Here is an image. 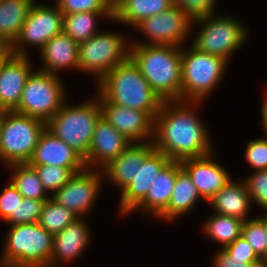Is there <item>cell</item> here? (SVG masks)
Returning a JSON list of instances; mask_svg holds the SVG:
<instances>
[{
  "instance_id": "obj_31",
  "label": "cell",
  "mask_w": 267,
  "mask_h": 267,
  "mask_svg": "<svg viewBox=\"0 0 267 267\" xmlns=\"http://www.w3.org/2000/svg\"><path fill=\"white\" fill-rule=\"evenodd\" d=\"M78 218L80 217L77 214L58 204L50 197L43 204L38 224L49 233L55 235Z\"/></svg>"
},
{
  "instance_id": "obj_20",
  "label": "cell",
  "mask_w": 267,
  "mask_h": 267,
  "mask_svg": "<svg viewBox=\"0 0 267 267\" xmlns=\"http://www.w3.org/2000/svg\"><path fill=\"white\" fill-rule=\"evenodd\" d=\"M28 164L63 168H86L84 159L46 128L41 133Z\"/></svg>"
},
{
  "instance_id": "obj_7",
  "label": "cell",
  "mask_w": 267,
  "mask_h": 267,
  "mask_svg": "<svg viewBox=\"0 0 267 267\" xmlns=\"http://www.w3.org/2000/svg\"><path fill=\"white\" fill-rule=\"evenodd\" d=\"M46 123L15 111L0 112V153L6 166L28 163Z\"/></svg>"
},
{
  "instance_id": "obj_19",
  "label": "cell",
  "mask_w": 267,
  "mask_h": 267,
  "mask_svg": "<svg viewBox=\"0 0 267 267\" xmlns=\"http://www.w3.org/2000/svg\"><path fill=\"white\" fill-rule=\"evenodd\" d=\"M154 150L152 142L131 143L102 169L104 179L122 192L134 180L138 169Z\"/></svg>"
},
{
  "instance_id": "obj_8",
  "label": "cell",
  "mask_w": 267,
  "mask_h": 267,
  "mask_svg": "<svg viewBox=\"0 0 267 267\" xmlns=\"http://www.w3.org/2000/svg\"><path fill=\"white\" fill-rule=\"evenodd\" d=\"M210 14L193 20L200 26L192 45L198 50L222 57L230 62L232 54L238 48L243 47L248 30L243 22L228 15Z\"/></svg>"
},
{
  "instance_id": "obj_37",
  "label": "cell",
  "mask_w": 267,
  "mask_h": 267,
  "mask_svg": "<svg viewBox=\"0 0 267 267\" xmlns=\"http://www.w3.org/2000/svg\"><path fill=\"white\" fill-rule=\"evenodd\" d=\"M244 157L255 171L267 170V142L261 137L249 141Z\"/></svg>"
},
{
  "instance_id": "obj_48",
  "label": "cell",
  "mask_w": 267,
  "mask_h": 267,
  "mask_svg": "<svg viewBox=\"0 0 267 267\" xmlns=\"http://www.w3.org/2000/svg\"><path fill=\"white\" fill-rule=\"evenodd\" d=\"M0 162H3V163H4V161L2 160V156H1V153H0Z\"/></svg>"
},
{
  "instance_id": "obj_22",
  "label": "cell",
  "mask_w": 267,
  "mask_h": 267,
  "mask_svg": "<svg viewBox=\"0 0 267 267\" xmlns=\"http://www.w3.org/2000/svg\"><path fill=\"white\" fill-rule=\"evenodd\" d=\"M181 170L180 161H170L153 181L146 197L131 212L138 209L144 215L159 217L168 207L177 174Z\"/></svg>"
},
{
  "instance_id": "obj_13",
  "label": "cell",
  "mask_w": 267,
  "mask_h": 267,
  "mask_svg": "<svg viewBox=\"0 0 267 267\" xmlns=\"http://www.w3.org/2000/svg\"><path fill=\"white\" fill-rule=\"evenodd\" d=\"M103 179L102 170L85 168L75 173L51 198L85 218L95 204Z\"/></svg>"
},
{
  "instance_id": "obj_26",
  "label": "cell",
  "mask_w": 267,
  "mask_h": 267,
  "mask_svg": "<svg viewBox=\"0 0 267 267\" xmlns=\"http://www.w3.org/2000/svg\"><path fill=\"white\" fill-rule=\"evenodd\" d=\"M196 186L188 174L182 169L174 184V189L167 209L159 216L161 220L171 222L193 210L196 202L200 199Z\"/></svg>"
},
{
  "instance_id": "obj_6",
  "label": "cell",
  "mask_w": 267,
  "mask_h": 267,
  "mask_svg": "<svg viewBox=\"0 0 267 267\" xmlns=\"http://www.w3.org/2000/svg\"><path fill=\"white\" fill-rule=\"evenodd\" d=\"M181 48V101L203 102L217 88L229 62L192 44Z\"/></svg>"
},
{
  "instance_id": "obj_35",
  "label": "cell",
  "mask_w": 267,
  "mask_h": 267,
  "mask_svg": "<svg viewBox=\"0 0 267 267\" xmlns=\"http://www.w3.org/2000/svg\"><path fill=\"white\" fill-rule=\"evenodd\" d=\"M23 196L17 188L11 183L8 184L0 194V218L2 222L16 225L17 208L19 202H22Z\"/></svg>"
},
{
  "instance_id": "obj_2",
  "label": "cell",
  "mask_w": 267,
  "mask_h": 267,
  "mask_svg": "<svg viewBox=\"0 0 267 267\" xmlns=\"http://www.w3.org/2000/svg\"><path fill=\"white\" fill-rule=\"evenodd\" d=\"M162 101H181V47L130 44V56Z\"/></svg>"
},
{
  "instance_id": "obj_1",
  "label": "cell",
  "mask_w": 267,
  "mask_h": 267,
  "mask_svg": "<svg viewBox=\"0 0 267 267\" xmlns=\"http://www.w3.org/2000/svg\"><path fill=\"white\" fill-rule=\"evenodd\" d=\"M199 103L202 102L163 101L154 117L153 146L171 161L214 153L209 130L197 115Z\"/></svg>"
},
{
  "instance_id": "obj_28",
  "label": "cell",
  "mask_w": 267,
  "mask_h": 267,
  "mask_svg": "<svg viewBox=\"0 0 267 267\" xmlns=\"http://www.w3.org/2000/svg\"><path fill=\"white\" fill-rule=\"evenodd\" d=\"M107 18L113 21V12H78L63 14V32L69 35L78 45L96 35L97 19Z\"/></svg>"
},
{
  "instance_id": "obj_25",
  "label": "cell",
  "mask_w": 267,
  "mask_h": 267,
  "mask_svg": "<svg viewBox=\"0 0 267 267\" xmlns=\"http://www.w3.org/2000/svg\"><path fill=\"white\" fill-rule=\"evenodd\" d=\"M174 5L173 0H116L113 3V21L133 26L159 14Z\"/></svg>"
},
{
  "instance_id": "obj_46",
  "label": "cell",
  "mask_w": 267,
  "mask_h": 267,
  "mask_svg": "<svg viewBox=\"0 0 267 267\" xmlns=\"http://www.w3.org/2000/svg\"><path fill=\"white\" fill-rule=\"evenodd\" d=\"M255 267H267V261H262L261 263H259Z\"/></svg>"
},
{
  "instance_id": "obj_21",
  "label": "cell",
  "mask_w": 267,
  "mask_h": 267,
  "mask_svg": "<svg viewBox=\"0 0 267 267\" xmlns=\"http://www.w3.org/2000/svg\"><path fill=\"white\" fill-rule=\"evenodd\" d=\"M84 217L67 225L62 231L54 235L52 256L49 267L70 263L81 256L91 241V233Z\"/></svg>"
},
{
  "instance_id": "obj_42",
  "label": "cell",
  "mask_w": 267,
  "mask_h": 267,
  "mask_svg": "<svg viewBox=\"0 0 267 267\" xmlns=\"http://www.w3.org/2000/svg\"><path fill=\"white\" fill-rule=\"evenodd\" d=\"M10 53V45L4 39H0V62H2Z\"/></svg>"
},
{
  "instance_id": "obj_43",
  "label": "cell",
  "mask_w": 267,
  "mask_h": 267,
  "mask_svg": "<svg viewBox=\"0 0 267 267\" xmlns=\"http://www.w3.org/2000/svg\"><path fill=\"white\" fill-rule=\"evenodd\" d=\"M264 90V100L262 102V109H261V118H262V125L267 126V88Z\"/></svg>"
},
{
  "instance_id": "obj_3",
  "label": "cell",
  "mask_w": 267,
  "mask_h": 267,
  "mask_svg": "<svg viewBox=\"0 0 267 267\" xmlns=\"http://www.w3.org/2000/svg\"><path fill=\"white\" fill-rule=\"evenodd\" d=\"M97 91L108 102L147 112L153 119L163 103L130 57L97 83Z\"/></svg>"
},
{
  "instance_id": "obj_14",
  "label": "cell",
  "mask_w": 267,
  "mask_h": 267,
  "mask_svg": "<svg viewBox=\"0 0 267 267\" xmlns=\"http://www.w3.org/2000/svg\"><path fill=\"white\" fill-rule=\"evenodd\" d=\"M102 117L132 143L152 142L154 119L144 111L108 102L97 90Z\"/></svg>"
},
{
  "instance_id": "obj_30",
  "label": "cell",
  "mask_w": 267,
  "mask_h": 267,
  "mask_svg": "<svg viewBox=\"0 0 267 267\" xmlns=\"http://www.w3.org/2000/svg\"><path fill=\"white\" fill-rule=\"evenodd\" d=\"M9 167L11 174V183L17 188L23 198L47 201L51 195H48L41 183L39 175L34 167L28 163L12 164Z\"/></svg>"
},
{
  "instance_id": "obj_9",
  "label": "cell",
  "mask_w": 267,
  "mask_h": 267,
  "mask_svg": "<svg viewBox=\"0 0 267 267\" xmlns=\"http://www.w3.org/2000/svg\"><path fill=\"white\" fill-rule=\"evenodd\" d=\"M59 75L34 70L28 77L15 112L47 123L67 100Z\"/></svg>"
},
{
  "instance_id": "obj_4",
  "label": "cell",
  "mask_w": 267,
  "mask_h": 267,
  "mask_svg": "<svg viewBox=\"0 0 267 267\" xmlns=\"http://www.w3.org/2000/svg\"><path fill=\"white\" fill-rule=\"evenodd\" d=\"M8 229L0 267H49L53 234L38 223L11 225Z\"/></svg>"
},
{
  "instance_id": "obj_5",
  "label": "cell",
  "mask_w": 267,
  "mask_h": 267,
  "mask_svg": "<svg viewBox=\"0 0 267 267\" xmlns=\"http://www.w3.org/2000/svg\"><path fill=\"white\" fill-rule=\"evenodd\" d=\"M95 96L92 100L74 106L65 101L60 110L46 123L49 132L68 144L84 160L95 126L102 116L99 97Z\"/></svg>"
},
{
  "instance_id": "obj_15",
  "label": "cell",
  "mask_w": 267,
  "mask_h": 267,
  "mask_svg": "<svg viewBox=\"0 0 267 267\" xmlns=\"http://www.w3.org/2000/svg\"><path fill=\"white\" fill-rule=\"evenodd\" d=\"M131 143L101 116L95 126L88 154L84 160L86 168L102 170Z\"/></svg>"
},
{
  "instance_id": "obj_39",
  "label": "cell",
  "mask_w": 267,
  "mask_h": 267,
  "mask_svg": "<svg viewBox=\"0 0 267 267\" xmlns=\"http://www.w3.org/2000/svg\"><path fill=\"white\" fill-rule=\"evenodd\" d=\"M45 201L23 198L17 208L16 225L38 223Z\"/></svg>"
},
{
  "instance_id": "obj_12",
  "label": "cell",
  "mask_w": 267,
  "mask_h": 267,
  "mask_svg": "<svg viewBox=\"0 0 267 267\" xmlns=\"http://www.w3.org/2000/svg\"><path fill=\"white\" fill-rule=\"evenodd\" d=\"M193 20L177 5L142 20L134 28L147 37L146 42L132 40L131 44L173 45L182 47L192 31Z\"/></svg>"
},
{
  "instance_id": "obj_29",
  "label": "cell",
  "mask_w": 267,
  "mask_h": 267,
  "mask_svg": "<svg viewBox=\"0 0 267 267\" xmlns=\"http://www.w3.org/2000/svg\"><path fill=\"white\" fill-rule=\"evenodd\" d=\"M208 218L202 226L203 233L214 242L220 244V247L222 246L221 249L241 237L244 220L215 212L213 216Z\"/></svg>"
},
{
  "instance_id": "obj_32",
  "label": "cell",
  "mask_w": 267,
  "mask_h": 267,
  "mask_svg": "<svg viewBox=\"0 0 267 267\" xmlns=\"http://www.w3.org/2000/svg\"><path fill=\"white\" fill-rule=\"evenodd\" d=\"M37 171L41 183L46 192L54 195L60 188H62L70 178L77 172L85 168H63L57 166L47 165H30Z\"/></svg>"
},
{
  "instance_id": "obj_18",
  "label": "cell",
  "mask_w": 267,
  "mask_h": 267,
  "mask_svg": "<svg viewBox=\"0 0 267 267\" xmlns=\"http://www.w3.org/2000/svg\"><path fill=\"white\" fill-rule=\"evenodd\" d=\"M170 161L168 156L157 150L145 159L134 180L121 192L118 208L120 216L130 214L146 197L153 181Z\"/></svg>"
},
{
  "instance_id": "obj_24",
  "label": "cell",
  "mask_w": 267,
  "mask_h": 267,
  "mask_svg": "<svg viewBox=\"0 0 267 267\" xmlns=\"http://www.w3.org/2000/svg\"><path fill=\"white\" fill-rule=\"evenodd\" d=\"M214 212L220 215L232 216L241 220H248L251 207V196L244 181H230L208 202Z\"/></svg>"
},
{
  "instance_id": "obj_16",
  "label": "cell",
  "mask_w": 267,
  "mask_h": 267,
  "mask_svg": "<svg viewBox=\"0 0 267 267\" xmlns=\"http://www.w3.org/2000/svg\"><path fill=\"white\" fill-rule=\"evenodd\" d=\"M213 153L203 157L189 158L180 162L191 178L201 198L206 202L226 186L232 178L223 166L213 160Z\"/></svg>"
},
{
  "instance_id": "obj_40",
  "label": "cell",
  "mask_w": 267,
  "mask_h": 267,
  "mask_svg": "<svg viewBox=\"0 0 267 267\" xmlns=\"http://www.w3.org/2000/svg\"><path fill=\"white\" fill-rule=\"evenodd\" d=\"M224 250L233 258L244 260L246 263H261L262 260L256 255L252 246L241 236Z\"/></svg>"
},
{
  "instance_id": "obj_36",
  "label": "cell",
  "mask_w": 267,
  "mask_h": 267,
  "mask_svg": "<svg viewBox=\"0 0 267 267\" xmlns=\"http://www.w3.org/2000/svg\"><path fill=\"white\" fill-rule=\"evenodd\" d=\"M243 180L251 196V201L259 204L267 212V170H256Z\"/></svg>"
},
{
  "instance_id": "obj_47",
  "label": "cell",
  "mask_w": 267,
  "mask_h": 267,
  "mask_svg": "<svg viewBox=\"0 0 267 267\" xmlns=\"http://www.w3.org/2000/svg\"><path fill=\"white\" fill-rule=\"evenodd\" d=\"M2 66H3V61L0 62V75H1V72H2Z\"/></svg>"
},
{
  "instance_id": "obj_17",
  "label": "cell",
  "mask_w": 267,
  "mask_h": 267,
  "mask_svg": "<svg viewBox=\"0 0 267 267\" xmlns=\"http://www.w3.org/2000/svg\"><path fill=\"white\" fill-rule=\"evenodd\" d=\"M31 64L29 55L10 53L3 60L0 75V112L14 111L18 107L27 79L34 71Z\"/></svg>"
},
{
  "instance_id": "obj_27",
  "label": "cell",
  "mask_w": 267,
  "mask_h": 267,
  "mask_svg": "<svg viewBox=\"0 0 267 267\" xmlns=\"http://www.w3.org/2000/svg\"><path fill=\"white\" fill-rule=\"evenodd\" d=\"M34 0H0V39L11 45L18 37Z\"/></svg>"
},
{
  "instance_id": "obj_45",
  "label": "cell",
  "mask_w": 267,
  "mask_h": 267,
  "mask_svg": "<svg viewBox=\"0 0 267 267\" xmlns=\"http://www.w3.org/2000/svg\"><path fill=\"white\" fill-rule=\"evenodd\" d=\"M262 127H264L263 130H264V132L266 134V135L264 134V136L262 137V139H264L267 142V126H262Z\"/></svg>"
},
{
  "instance_id": "obj_11",
  "label": "cell",
  "mask_w": 267,
  "mask_h": 267,
  "mask_svg": "<svg viewBox=\"0 0 267 267\" xmlns=\"http://www.w3.org/2000/svg\"><path fill=\"white\" fill-rule=\"evenodd\" d=\"M62 32L63 13L57 5L52 7L34 2L18 37L10 45V52L27 56L29 45L40 51L51 38Z\"/></svg>"
},
{
  "instance_id": "obj_41",
  "label": "cell",
  "mask_w": 267,
  "mask_h": 267,
  "mask_svg": "<svg viewBox=\"0 0 267 267\" xmlns=\"http://www.w3.org/2000/svg\"><path fill=\"white\" fill-rule=\"evenodd\" d=\"M259 263H246L231 257L224 249H219L213 260V267H255Z\"/></svg>"
},
{
  "instance_id": "obj_33",
  "label": "cell",
  "mask_w": 267,
  "mask_h": 267,
  "mask_svg": "<svg viewBox=\"0 0 267 267\" xmlns=\"http://www.w3.org/2000/svg\"><path fill=\"white\" fill-rule=\"evenodd\" d=\"M241 236L252 246L262 261H267L266 230L264 224L256 216L243 222Z\"/></svg>"
},
{
  "instance_id": "obj_34",
  "label": "cell",
  "mask_w": 267,
  "mask_h": 267,
  "mask_svg": "<svg viewBox=\"0 0 267 267\" xmlns=\"http://www.w3.org/2000/svg\"><path fill=\"white\" fill-rule=\"evenodd\" d=\"M57 7L63 14L78 12H113L110 0H56Z\"/></svg>"
},
{
  "instance_id": "obj_44",
  "label": "cell",
  "mask_w": 267,
  "mask_h": 267,
  "mask_svg": "<svg viewBox=\"0 0 267 267\" xmlns=\"http://www.w3.org/2000/svg\"><path fill=\"white\" fill-rule=\"evenodd\" d=\"M263 215H261L260 217H257V218L264 224V227L266 230V238H267V212H265Z\"/></svg>"
},
{
  "instance_id": "obj_10",
  "label": "cell",
  "mask_w": 267,
  "mask_h": 267,
  "mask_svg": "<svg viewBox=\"0 0 267 267\" xmlns=\"http://www.w3.org/2000/svg\"><path fill=\"white\" fill-rule=\"evenodd\" d=\"M130 44L119 32H98L78 46L79 71L90 73L96 84L130 56Z\"/></svg>"
},
{
  "instance_id": "obj_23",
  "label": "cell",
  "mask_w": 267,
  "mask_h": 267,
  "mask_svg": "<svg viewBox=\"0 0 267 267\" xmlns=\"http://www.w3.org/2000/svg\"><path fill=\"white\" fill-rule=\"evenodd\" d=\"M78 44L64 32L55 35L39 51L44 66L38 68L43 72L58 75V71L70 68L79 71Z\"/></svg>"
},
{
  "instance_id": "obj_38",
  "label": "cell",
  "mask_w": 267,
  "mask_h": 267,
  "mask_svg": "<svg viewBox=\"0 0 267 267\" xmlns=\"http://www.w3.org/2000/svg\"><path fill=\"white\" fill-rule=\"evenodd\" d=\"M192 20L215 13L216 0H173Z\"/></svg>"
}]
</instances>
